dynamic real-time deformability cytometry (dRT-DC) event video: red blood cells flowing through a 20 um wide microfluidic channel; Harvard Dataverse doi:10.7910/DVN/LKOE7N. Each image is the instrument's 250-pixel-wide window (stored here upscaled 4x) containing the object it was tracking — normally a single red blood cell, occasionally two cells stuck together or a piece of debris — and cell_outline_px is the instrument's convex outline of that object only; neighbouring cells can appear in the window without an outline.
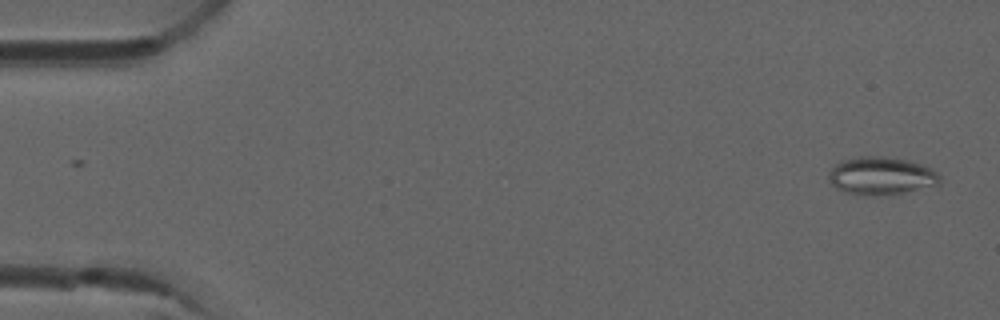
{"species": "common noctule bat (a hibernating species)", "species_latin": "Nyctalus noctula", "temperature_condition": "room temperature", "stored_images_in_passage": 8, "camera_frame_rate_fps": 3000, "um_per_image_px": 0.085, "animal": {"sex": "male", "forearm_length_mm": 52.5}, "frame": {"image": 1, "passage_image": 1, "time_ms": 0.0, "image_size_px": [1000, 320], "cell_outline_px": [[940, 184], [900, 192], [864, 196], [844, 192], [836, 188], [832, 184], [828, 176], [828, 172], [836, 164], [844, 160], [860, 156], [880, 156], [908, 160], [920, 164], [936, 172], [940, 176]], "centroid_in_image_um": [74.85, 14.94], "position_along_channel_um": 10.1, "area_um2": 24.04}}